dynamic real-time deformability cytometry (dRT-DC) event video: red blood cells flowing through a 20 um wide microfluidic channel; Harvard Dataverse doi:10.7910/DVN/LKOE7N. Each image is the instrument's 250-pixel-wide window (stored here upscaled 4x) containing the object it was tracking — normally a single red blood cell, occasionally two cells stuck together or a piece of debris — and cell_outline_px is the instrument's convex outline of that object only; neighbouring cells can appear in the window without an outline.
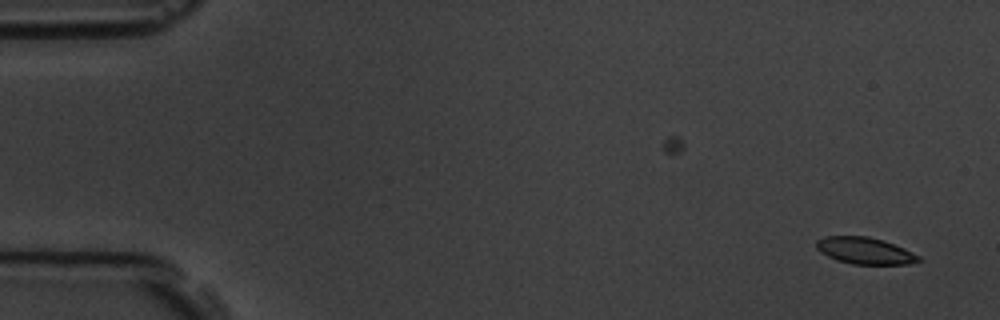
{"species": "common noctule bat (a hibernating species)", "species_latin": "Nyctalus noctula", "temperature_condition": "room temperature", "stored_images_in_passage": 3, "camera_frame_rate_fps": 3000, "um_per_image_px": 0.085, "animal": {"sex": "male", "body_mass_g": 19.5, "forearm_length_mm": 54.6}, "frame": {"image": 1, "passage_image": 3, "time_ms": 2.333, "image_size_px": [1000, 320], "cell_outline_px": [[920, 260], [908, 264], [852, 264], [836, 260], [820, 252], [816, 248], [816, 240], [824, 236], [868, 236], [884, 240], [904, 248], [920, 256]], "centroid_in_image_um": [73.49, 21.3], "position_along_channel_um": 11.5, "area_um2": 15.95}}